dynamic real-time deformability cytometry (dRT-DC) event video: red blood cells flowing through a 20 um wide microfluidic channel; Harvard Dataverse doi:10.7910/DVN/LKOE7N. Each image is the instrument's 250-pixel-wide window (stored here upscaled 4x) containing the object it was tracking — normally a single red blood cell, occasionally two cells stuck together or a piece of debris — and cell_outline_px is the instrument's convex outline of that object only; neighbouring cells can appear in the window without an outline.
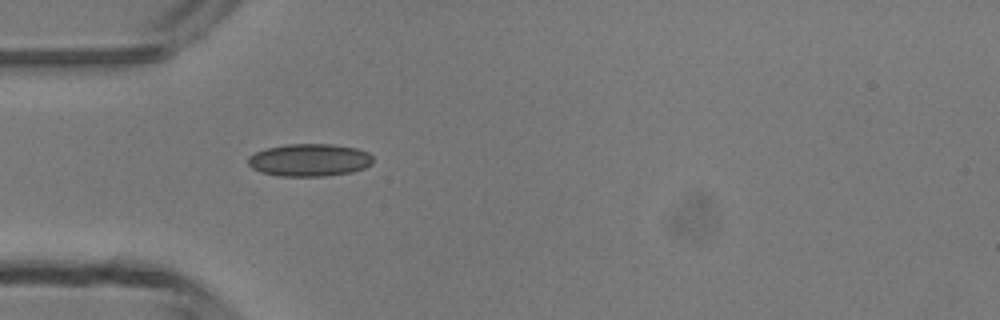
{"species": "common noctule bat (a hibernating species)", "species_latin": "Nyctalus noctula", "temperature_condition": "room temperature", "stored_images_in_passage": 5, "camera_frame_rate_fps": 3000, "um_per_image_px": 0.085, "animal": {"sex": "male", "body_mass_g": 13.3}, "frame": {"image": 1, "passage_image": 5, "time_ms": 5.667, "image_size_px": [1000, 320], "cell_outline_px": [[372, 164], [364, 168], [352, 172], [324, 176], [280, 176], [260, 172], [252, 168], [248, 164], [248, 156], [256, 152], [268, 148], [288, 144], [332, 144], [356, 148], [368, 152], [372, 156]], "centroid_in_image_um": [26.31, 13.6], "position_along_channel_um": 58.7, "area_um2": 23.7}}